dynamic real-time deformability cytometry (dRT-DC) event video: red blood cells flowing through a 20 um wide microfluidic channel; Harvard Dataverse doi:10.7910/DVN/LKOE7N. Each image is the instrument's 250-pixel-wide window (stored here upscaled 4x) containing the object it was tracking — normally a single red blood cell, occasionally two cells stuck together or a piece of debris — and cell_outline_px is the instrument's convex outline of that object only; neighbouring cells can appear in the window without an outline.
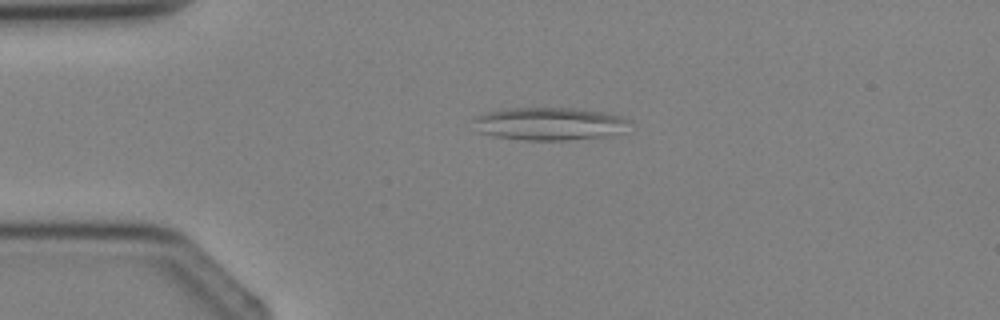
{"species": "Egyptian fruit bat (a non-hibernating species)", "species_latin": "Rousettus aegyptiacus", "temperature_condition": "cold", "stored_images_in_passage": 2, "camera_frame_rate_fps": 3000, "um_per_image_px": 0.085, "animal": {"sex": "female"}, "frame": {"image": 1, "passage_image": 1, "time_ms": 0.0, "image_size_px": [1000, 320], "cell_outline_px": [[632, 120], [608, 136], [564, 140], [524, 140], [492, 136], [476, 132], [472, 120], [476, 116], [488, 112], [508, 108], [576, 108], [604, 112], [620, 116]], "centroid_in_image_um": [46.58, 10.51], "position_along_channel_um": 38.4, "area_um2": 29.65}}